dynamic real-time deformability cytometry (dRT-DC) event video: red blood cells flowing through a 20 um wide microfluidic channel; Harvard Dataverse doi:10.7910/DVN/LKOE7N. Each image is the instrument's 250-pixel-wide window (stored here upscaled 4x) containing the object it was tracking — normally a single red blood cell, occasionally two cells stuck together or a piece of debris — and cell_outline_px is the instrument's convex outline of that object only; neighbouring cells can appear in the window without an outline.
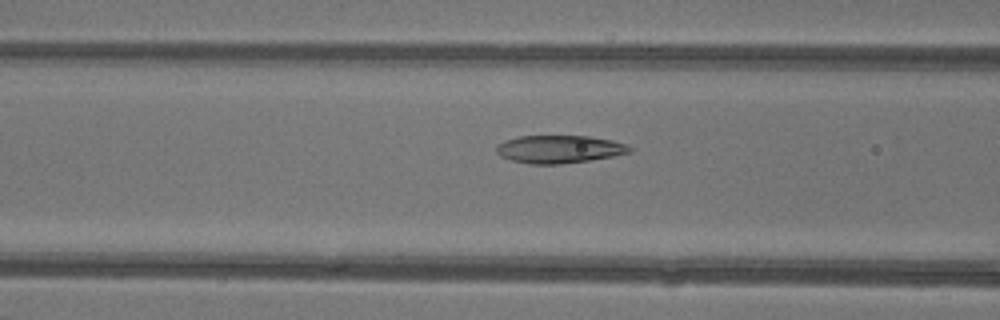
{"species": "common noctule bat (a hibernating species)", "species_latin": "Nyctalus noctula", "temperature_condition": "warm", "stored_images_in_passage": 47, "camera_frame_rate_fps": 3000, "um_per_image_px": 0.085, "animal": {"sex": "female"}, "frame": {"image": 1, "passage_image": 20, "time_ms": 6.333, "image_size_px": [1000, 320], "cell_outline_px": [[632, 152], [612, 156], [588, 160], [560, 164], [528, 164], [512, 160], [500, 156], [496, 152], [496, 144], [504, 140], [520, 136], [588, 136], [612, 140], [624, 144], [632, 148]], "centroid_in_image_um": [47.49, 12.68], "position_along_channel_um": 119.1, "area_um2": 21.56}}
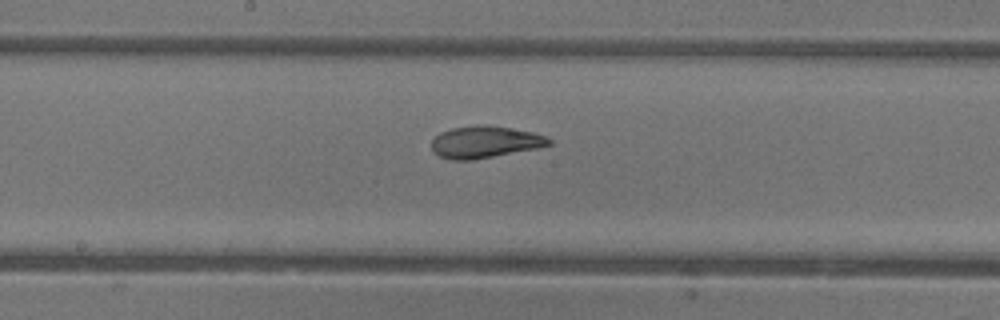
{"frame": {"image": 2, "passage_image": 26, "time_ms": 8.333, "image_size_px": [1000, 320], "cell_outline_px": [[552, 144], [536, 148], [472, 160], [452, 160], [440, 156], [432, 152], [432, 140], [440, 132], [452, 128], [476, 124], [480, 124], [508, 128], [532, 132], [544, 136], [552, 140]], "centroid_in_image_um": [41.17, 12.07], "position_along_channel_um": 207.0, "area_um2": 21.62}}
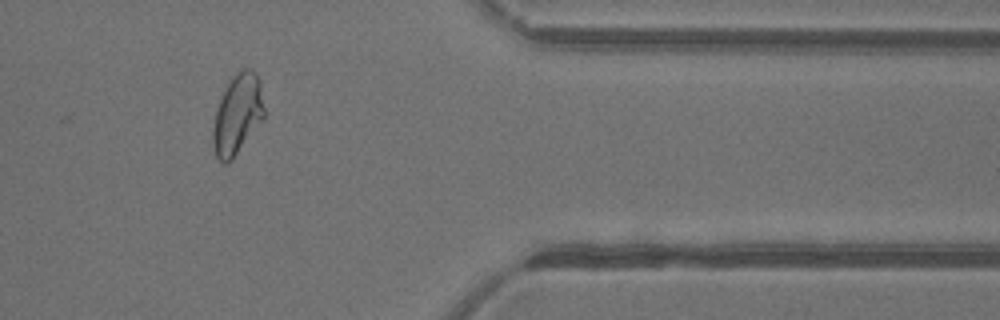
{"frame": {"image": 3, "passage_image": 40, "time_ms": 13.0, "image_size_px": [1000, 320], "cell_outline_px": [[264, 120], [232, 160], [228, 164], [224, 164], [216, 156], [212, 144], [212, 128], [216, 112], [224, 88], [232, 76], [236, 72], [244, 68], [248, 68], [256, 72], [260, 80], [264, 108]], "centroid_in_image_um": [20.19, 9.73], "position_along_channel_um": 391.2, "area_um2": 24.28}}